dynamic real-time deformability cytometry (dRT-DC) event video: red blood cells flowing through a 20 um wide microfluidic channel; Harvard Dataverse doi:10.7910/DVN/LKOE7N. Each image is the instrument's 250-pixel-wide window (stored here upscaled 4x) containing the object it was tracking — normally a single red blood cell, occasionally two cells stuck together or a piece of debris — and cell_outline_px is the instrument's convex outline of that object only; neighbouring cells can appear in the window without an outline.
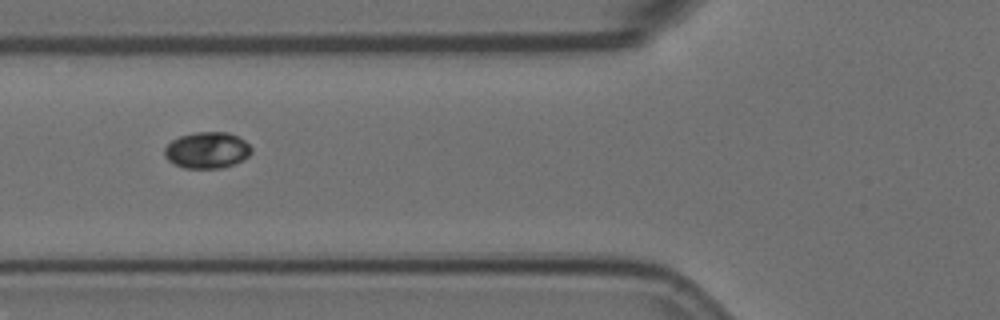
{"species": "Egyptian fruit bat (a non-hibernating species)", "species_latin": "Rousettus aegyptiacus", "temperature_condition": "room temperature", "stored_images_in_passage": 5, "camera_frame_rate_fps": 3000, "um_per_image_px": 0.085, "animal": {"sex": "female"}, "frame": {"image": 1, "passage_image": 3, "time_ms": 0.667, "image_size_px": [1000, 320], "cell_outline_px": [[252, 152], [248, 156], [232, 164], [220, 168], [184, 168], [168, 160], [164, 156], [164, 148], [172, 140], [180, 136], [196, 132], [228, 132], [244, 140], [252, 148]], "centroid_in_image_um": [17.58, 12.76], "position_along_channel_um": 108.2, "area_um2": 18.21}}
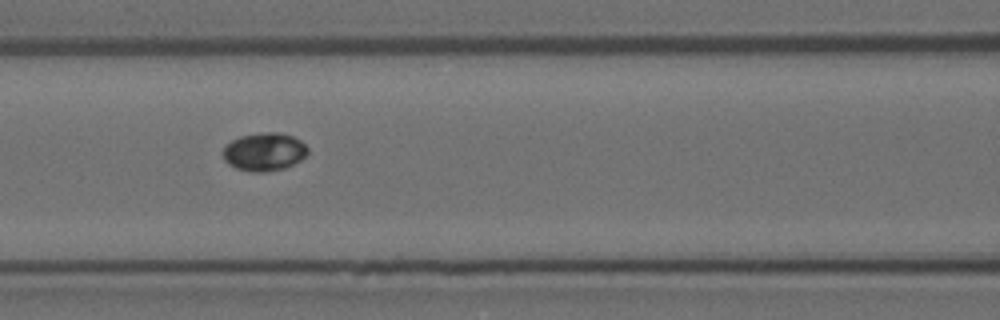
{"frame": {"image": 2, "passage_image": 4, "time_ms": 1.0, "image_size_px": [1000, 320], "cell_outline_px": [[308, 152], [300, 160], [284, 168], [264, 172], [252, 172], [236, 168], [228, 164], [224, 160], [224, 148], [232, 140], [240, 136], [264, 132], [280, 132], [292, 136], [300, 140], [308, 148]], "centroid_in_image_um": [22.46, 12.9], "position_along_channel_um": 144.1, "area_um2": 18.67}}
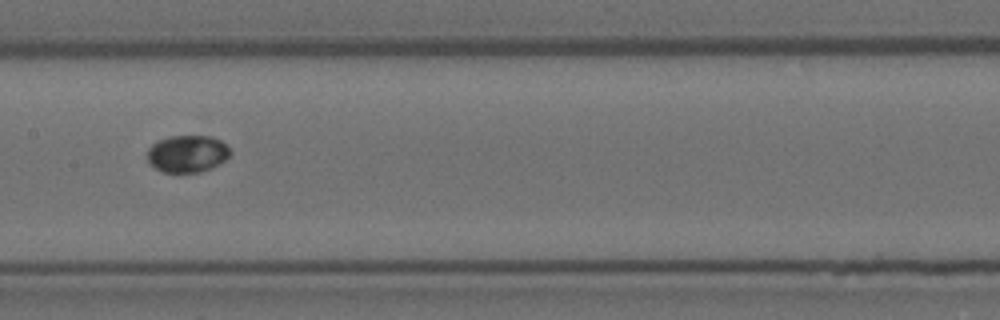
{"frame": {"image": 3, "passage_image": 5, "time_ms": 1.333, "image_size_px": [1000, 320], "cell_outline_px": [[232, 152], [220, 164], [212, 168], [200, 172], [164, 172], [148, 164], [148, 148], [152, 144], [168, 136], [212, 136], [220, 140]], "centroid_in_image_um": [15.92, 13.07], "position_along_channel_um": 191.5, "area_um2": 17.92}}